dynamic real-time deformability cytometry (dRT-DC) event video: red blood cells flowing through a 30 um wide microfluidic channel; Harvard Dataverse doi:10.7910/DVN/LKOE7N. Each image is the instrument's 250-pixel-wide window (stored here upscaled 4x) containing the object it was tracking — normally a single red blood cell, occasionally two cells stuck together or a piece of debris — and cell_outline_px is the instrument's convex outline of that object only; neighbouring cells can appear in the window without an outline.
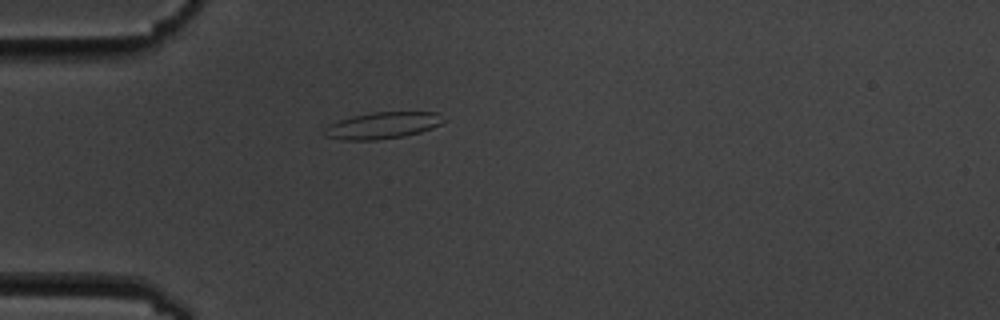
{"species": "common noctule bat (a hibernating species)", "species_latin": "Nyctalus noctula", "temperature_condition": "cold", "stored_images_in_passage": 5, "camera_frame_rate_fps": 3000, "um_per_image_px": 0.085, "animal": {"sex": "male", "body_mass_g": 19.5, "forearm_length_mm": 54.6}, "frame": {"image": 1, "passage_image": 5, "time_ms": 4.333, "image_size_px": [1000, 320], "cell_outline_px": [[448, 120], [432, 128], [420, 132], [404, 136], [376, 140], [344, 140], [324, 136], [324, 128], [340, 120], [352, 116], [372, 112], [436, 112]], "centroid_in_image_um": [32.55, 10.66], "position_along_channel_um": 52.5, "area_um2": 18.44}}